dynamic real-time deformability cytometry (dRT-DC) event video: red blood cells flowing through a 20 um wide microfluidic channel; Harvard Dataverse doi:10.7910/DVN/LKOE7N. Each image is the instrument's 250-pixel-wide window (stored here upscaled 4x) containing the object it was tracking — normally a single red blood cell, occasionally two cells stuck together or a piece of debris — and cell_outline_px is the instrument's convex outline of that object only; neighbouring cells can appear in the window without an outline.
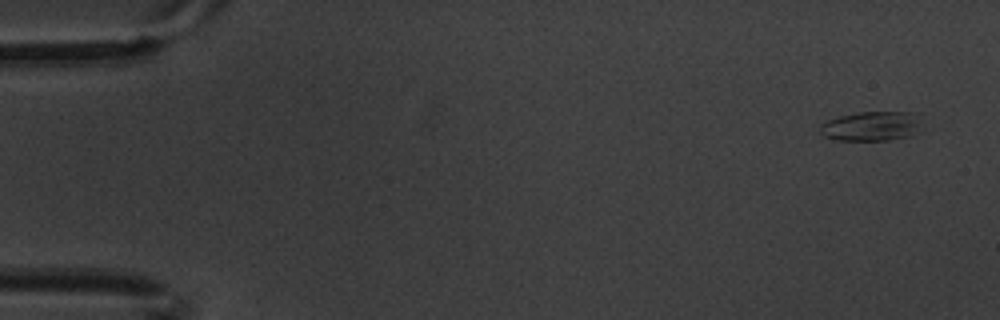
{"species": "common noctule bat (a hibernating species)", "species_latin": "Nyctalus noctula", "temperature_condition": "warm", "stored_images_in_passage": 8, "camera_frame_rate_fps": 3000, "um_per_image_px": 0.085, "animal": {"sex": "male", "body_mass_g": 20.1, "forearm_length_mm": 53.5}, "frame": {"image": 1, "passage_image": 1, "time_ms": 0.0, "image_size_px": [1000, 320], "cell_outline_px": [[920, 132], [912, 136], [888, 140], [836, 140], [824, 136], [820, 132], [820, 124], [828, 120], [840, 116], [860, 112], [916, 112], [920, 128]], "centroid_in_image_um": [74.09, 10.73], "position_along_channel_um": 10.9, "area_um2": 17.57}}
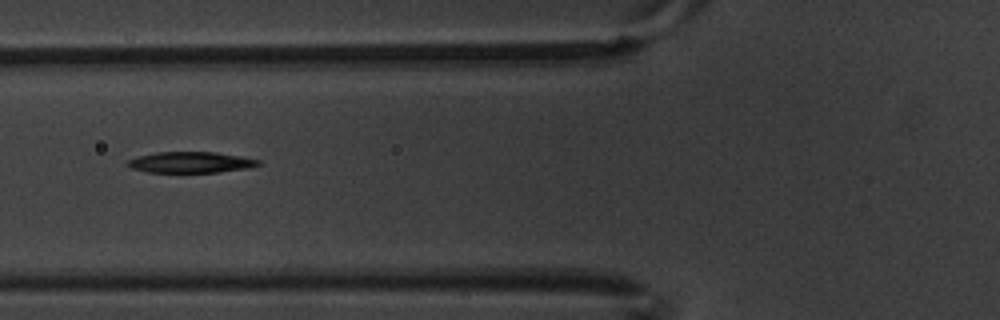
{"frame": {"image": 2, "passage_image": 7, "time_ms": 2.0, "image_size_px": [1000, 320], "cell_outline_px": [[260, 164], [252, 168], [220, 172], [148, 172], [132, 168], [124, 164], [128, 160], [140, 156], [156, 152], [216, 152], [244, 156], [260, 160]], "centroid_in_image_um": [16.27, 13.79], "position_along_channel_um": 109.5, "area_um2": 16.13}}
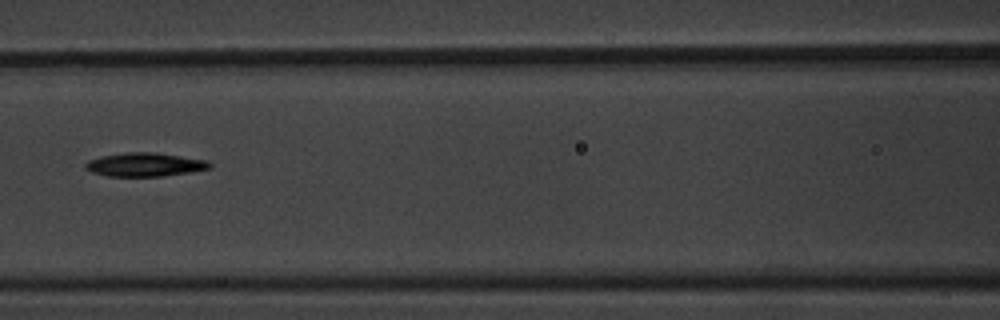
{"frame": {"image": 3, "passage_image": 8, "time_ms": 2.333, "image_size_px": [1000, 320], "cell_outline_px": [[212, 168], [188, 172], [160, 176], [108, 176], [92, 172], [84, 168], [84, 164], [88, 160], [100, 156], [128, 152], [156, 152], [208, 160], [212, 164]], "centroid_in_image_um": [12.31, 13.98], "position_along_channel_um": 154.3, "area_um2": 17.17}}